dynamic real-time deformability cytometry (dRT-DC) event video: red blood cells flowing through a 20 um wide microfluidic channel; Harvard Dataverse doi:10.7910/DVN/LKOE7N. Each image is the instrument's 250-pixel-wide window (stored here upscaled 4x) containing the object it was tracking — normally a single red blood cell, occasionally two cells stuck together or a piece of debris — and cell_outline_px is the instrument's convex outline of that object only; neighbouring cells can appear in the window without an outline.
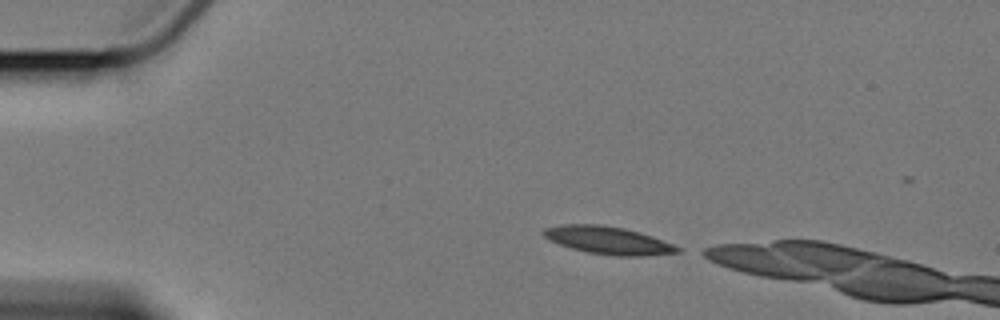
{"species": "Egyptian fruit bat (a non-hibernating species)", "species_latin": "Rousettus aegyptiacus", "temperature_condition": "cold", "stored_images_in_passage": 3, "camera_frame_rate_fps": 3000, "um_per_image_px": 0.085, "animal": {"sex": "female"}, "frame": {"image": 1, "passage_image": 1, "time_ms": 0.0, "image_size_px": [1000, 320], "cell_outline_px": [[680, 252], [644, 256], [616, 256], [588, 252], [572, 248], [560, 244], [544, 236], [544, 228], [564, 224], [600, 224], [624, 228], [640, 232], [652, 236], [672, 244], [680, 248]], "centroid_in_image_um": [51.72, 20.42], "position_along_channel_um": 33.3, "area_um2": 21.33}}